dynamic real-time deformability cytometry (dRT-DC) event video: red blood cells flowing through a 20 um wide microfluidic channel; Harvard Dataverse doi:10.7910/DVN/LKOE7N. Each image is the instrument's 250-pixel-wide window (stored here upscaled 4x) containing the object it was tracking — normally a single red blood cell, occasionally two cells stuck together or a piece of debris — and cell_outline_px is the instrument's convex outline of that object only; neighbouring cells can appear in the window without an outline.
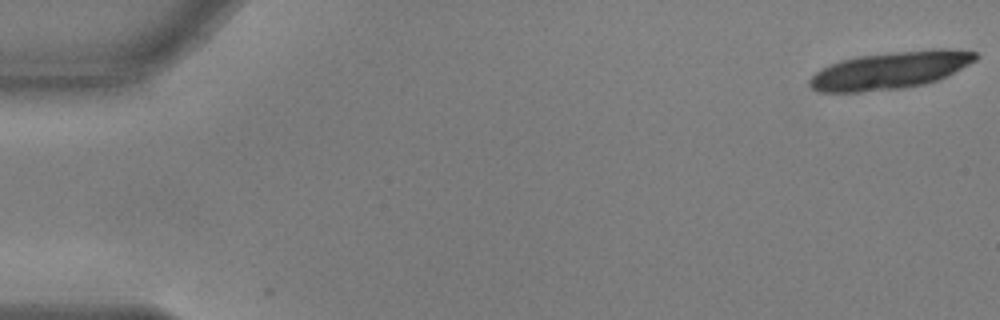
{"species": "common noctule bat (a hibernating species)", "species_latin": "Nyctalus noctula", "temperature_condition": "warm", "stored_images_in_passage": 9, "camera_frame_rate_fps": 3000, "um_per_image_px": 0.085, "animal": {"sex": "male", "body_mass_g": 17.9, "forearm_length_mm": 54.2}, "frame": {"image": 1, "passage_image": 1, "time_ms": 0.0, "image_size_px": [1000, 320], "cell_outline_px": [[980, 56], [976, 60], [936, 80], [924, 84], [904, 88], [860, 92], [820, 92], [812, 88], [808, 84], [808, 80], [816, 72], [828, 64], [840, 60], [860, 56], [888, 52], [932, 48], [948, 48], [976, 52]], "centroid_in_image_um": [75.65, 5.96], "position_along_channel_um": 9.4, "area_um2": 36.24}}